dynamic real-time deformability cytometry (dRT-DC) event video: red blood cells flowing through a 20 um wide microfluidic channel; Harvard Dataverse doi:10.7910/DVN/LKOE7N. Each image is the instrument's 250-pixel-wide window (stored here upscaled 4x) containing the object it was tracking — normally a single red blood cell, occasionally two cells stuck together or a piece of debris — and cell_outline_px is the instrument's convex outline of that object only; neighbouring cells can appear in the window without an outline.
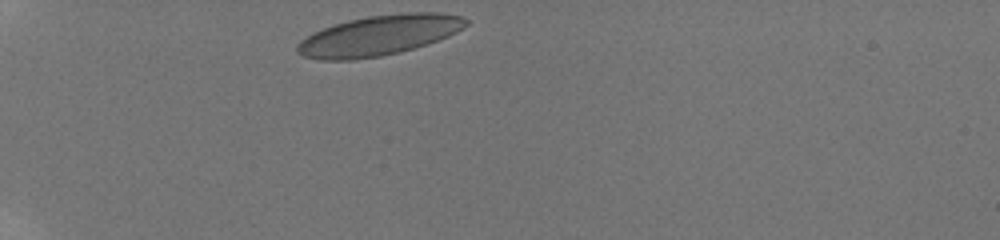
{"species": "human", "species_latin": "Homo sapiens", "temperature_condition": "room temperature", "stored_images_in_passage": 29, "camera_frame_rate_fps": 3000, "um_per_image_px": 0.085, "donor": {"sex": "male"}, "frame": {"image": 1, "passage_image": 1, "time_ms": 0.0, "image_size_px": [1000, 240], "cell_outline_px": [[468, 24], [464, 28], [448, 36], [428, 44], [380, 56], [352, 60], [320, 60], [304, 56], [296, 52], [296, 44], [300, 40], [312, 32], [348, 20], [368, 16], [404, 12], [440, 12], [460, 16], [468, 20]], "centroid_in_image_um": [32.2, 3.0], "position_along_channel_um": 52.8, "area_um2": 39.48}}
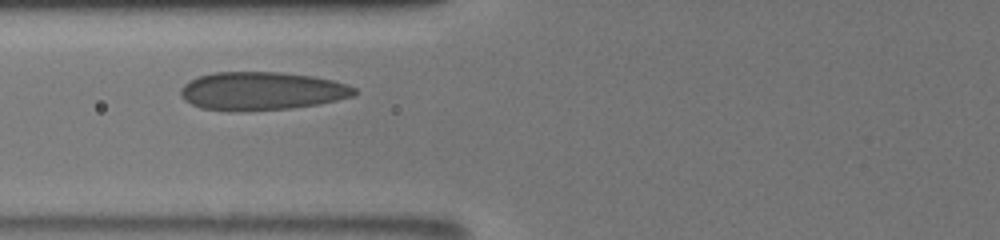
{"frame": {"image": 2, "passage_image": 16, "time_ms": 2.333, "image_size_px": [1000, 240], "cell_outline_px": [[356, 96], [320, 104], [292, 108], [244, 112], [236, 112], [200, 108], [184, 100], [180, 96], [180, 88], [188, 80], [212, 72], [280, 72], [312, 76], [332, 80], [348, 84], [356, 88]], "centroid_in_image_um": [22.24, 7.75], "position_along_channel_um": 103.6, "area_um2": 39.3}}
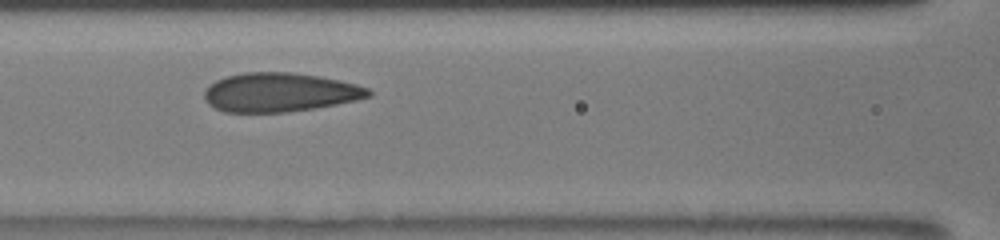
{"frame": {"image": 3, "passage_image": 22, "time_ms": 3.333, "image_size_px": [1000, 240], "cell_outline_px": [[372, 96], [356, 100], [316, 108], [288, 112], [224, 112], [208, 104], [204, 96], [204, 88], [216, 80], [224, 76], [244, 72], [292, 72], [316, 76], [356, 84], [368, 88], [372, 92]], "centroid_in_image_um": [23.74, 7.85], "position_along_channel_um": 142.9, "area_um2": 37.34}}